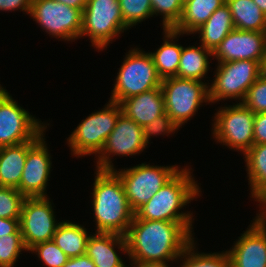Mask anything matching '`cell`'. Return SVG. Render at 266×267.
Instances as JSON below:
<instances>
[{
	"mask_svg": "<svg viewBox=\"0 0 266 267\" xmlns=\"http://www.w3.org/2000/svg\"><path fill=\"white\" fill-rule=\"evenodd\" d=\"M175 165L154 166L146 163L113 171L122 181L131 210L135 213L147 203L180 169Z\"/></svg>",
	"mask_w": 266,
	"mask_h": 267,
	"instance_id": "obj_8",
	"label": "cell"
},
{
	"mask_svg": "<svg viewBox=\"0 0 266 267\" xmlns=\"http://www.w3.org/2000/svg\"><path fill=\"white\" fill-rule=\"evenodd\" d=\"M260 62L254 60H236L219 62L214 81L208 85L209 101L238 99L243 102L248 89L259 78Z\"/></svg>",
	"mask_w": 266,
	"mask_h": 267,
	"instance_id": "obj_10",
	"label": "cell"
},
{
	"mask_svg": "<svg viewBox=\"0 0 266 267\" xmlns=\"http://www.w3.org/2000/svg\"><path fill=\"white\" fill-rule=\"evenodd\" d=\"M59 3L65 4L67 6L80 9L81 11L84 10V7L87 4V0H54Z\"/></svg>",
	"mask_w": 266,
	"mask_h": 267,
	"instance_id": "obj_40",
	"label": "cell"
},
{
	"mask_svg": "<svg viewBox=\"0 0 266 267\" xmlns=\"http://www.w3.org/2000/svg\"><path fill=\"white\" fill-rule=\"evenodd\" d=\"M20 229V219L0 218V237L16 233Z\"/></svg>",
	"mask_w": 266,
	"mask_h": 267,
	"instance_id": "obj_38",
	"label": "cell"
},
{
	"mask_svg": "<svg viewBox=\"0 0 266 267\" xmlns=\"http://www.w3.org/2000/svg\"><path fill=\"white\" fill-rule=\"evenodd\" d=\"M266 144V112L254 115V145Z\"/></svg>",
	"mask_w": 266,
	"mask_h": 267,
	"instance_id": "obj_36",
	"label": "cell"
},
{
	"mask_svg": "<svg viewBox=\"0 0 266 267\" xmlns=\"http://www.w3.org/2000/svg\"><path fill=\"white\" fill-rule=\"evenodd\" d=\"M226 0H187L180 21L173 28L184 34H194Z\"/></svg>",
	"mask_w": 266,
	"mask_h": 267,
	"instance_id": "obj_23",
	"label": "cell"
},
{
	"mask_svg": "<svg viewBox=\"0 0 266 267\" xmlns=\"http://www.w3.org/2000/svg\"><path fill=\"white\" fill-rule=\"evenodd\" d=\"M242 103L254 114L266 112V80L259 77L248 89Z\"/></svg>",
	"mask_w": 266,
	"mask_h": 267,
	"instance_id": "obj_34",
	"label": "cell"
},
{
	"mask_svg": "<svg viewBox=\"0 0 266 267\" xmlns=\"http://www.w3.org/2000/svg\"><path fill=\"white\" fill-rule=\"evenodd\" d=\"M127 29L130 28L124 23L119 0H87L80 37L89 36L91 46L103 51Z\"/></svg>",
	"mask_w": 266,
	"mask_h": 267,
	"instance_id": "obj_5",
	"label": "cell"
},
{
	"mask_svg": "<svg viewBox=\"0 0 266 267\" xmlns=\"http://www.w3.org/2000/svg\"><path fill=\"white\" fill-rule=\"evenodd\" d=\"M228 250L231 267H266V224L257 216Z\"/></svg>",
	"mask_w": 266,
	"mask_h": 267,
	"instance_id": "obj_17",
	"label": "cell"
},
{
	"mask_svg": "<svg viewBox=\"0 0 266 267\" xmlns=\"http://www.w3.org/2000/svg\"><path fill=\"white\" fill-rule=\"evenodd\" d=\"M244 156L250 197L260 202L266 197V144L253 145Z\"/></svg>",
	"mask_w": 266,
	"mask_h": 267,
	"instance_id": "obj_24",
	"label": "cell"
},
{
	"mask_svg": "<svg viewBox=\"0 0 266 267\" xmlns=\"http://www.w3.org/2000/svg\"><path fill=\"white\" fill-rule=\"evenodd\" d=\"M191 173L189 167L181 168L134 216L144 220L193 222L192 213L179 212L191 200L201 196V188Z\"/></svg>",
	"mask_w": 266,
	"mask_h": 267,
	"instance_id": "obj_3",
	"label": "cell"
},
{
	"mask_svg": "<svg viewBox=\"0 0 266 267\" xmlns=\"http://www.w3.org/2000/svg\"><path fill=\"white\" fill-rule=\"evenodd\" d=\"M209 84L178 77L162 79L165 112L179 128L192 119L203 102L210 103Z\"/></svg>",
	"mask_w": 266,
	"mask_h": 267,
	"instance_id": "obj_6",
	"label": "cell"
},
{
	"mask_svg": "<svg viewBox=\"0 0 266 267\" xmlns=\"http://www.w3.org/2000/svg\"><path fill=\"white\" fill-rule=\"evenodd\" d=\"M192 223L144 220L134 216L125 235L129 260L135 265L179 260L194 241Z\"/></svg>",
	"mask_w": 266,
	"mask_h": 267,
	"instance_id": "obj_1",
	"label": "cell"
},
{
	"mask_svg": "<svg viewBox=\"0 0 266 267\" xmlns=\"http://www.w3.org/2000/svg\"><path fill=\"white\" fill-rule=\"evenodd\" d=\"M49 35L72 41L80 38L82 11L54 0H32L29 14Z\"/></svg>",
	"mask_w": 266,
	"mask_h": 267,
	"instance_id": "obj_12",
	"label": "cell"
},
{
	"mask_svg": "<svg viewBox=\"0 0 266 267\" xmlns=\"http://www.w3.org/2000/svg\"><path fill=\"white\" fill-rule=\"evenodd\" d=\"M139 49L133 48L126 54L113 84L110 101L120 104L131 96L161 87L162 79L151 55Z\"/></svg>",
	"mask_w": 266,
	"mask_h": 267,
	"instance_id": "obj_4",
	"label": "cell"
},
{
	"mask_svg": "<svg viewBox=\"0 0 266 267\" xmlns=\"http://www.w3.org/2000/svg\"><path fill=\"white\" fill-rule=\"evenodd\" d=\"M146 147L142 126L122 113L102 150L96 155V169L114 170L111 155L132 156L143 152Z\"/></svg>",
	"mask_w": 266,
	"mask_h": 267,
	"instance_id": "obj_14",
	"label": "cell"
},
{
	"mask_svg": "<svg viewBox=\"0 0 266 267\" xmlns=\"http://www.w3.org/2000/svg\"><path fill=\"white\" fill-rule=\"evenodd\" d=\"M42 133L28 141V154L17 190L25 197H48L46 188L52 167L51 155Z\"/></svg>",
	"mask_w": 266,
	"mask_h": 267,
	"instance_id": "obj_15",
	"label": "cell"
},
{
	"mask_svg": "<svg viewBox=\"0 0 266 267\" xmlns=\"http://www.w3.org/2000/svg\"><path fill=\"white\" fill-rule=\"evenodd\" d=\"M48 197H26L20 216V230L27 251L38 243L53 240L60 222L55 219Z\"/></svg>",
	"mask_w": 266,
	"mask_h": 267,
	"instance_id": "obj_13",
	"label": "cell"
},
{
	"mask_svg": "<svg viewBox=\"0 0 266 267\" xmlns=\"http://www.w3.org/2000/svg\"><path fill=\"white\" fill-rule=\"evenodd\" d=\"M236 29L266 32V15L253 0H226Z\"/></svg>",
	"mask_w": 266,
	"mask_h": 267,
	"instance_id": "obj_26",
	"label": "cell"
},
{
	"mask_svg": "<svg viewBox=\"0 0 266 267\" xmlns=\"http://www.w3.org/2000/svg\"><path fill=\"white\" fill-rule=\"evenodd\" d=\"M32 0H0V11H20L30 14Z\"/></svg>",
	"mask_w": 266,
	"mask_h": 267,
	"instance_id": "obj_37",
	"label": "cell"
},
{
	"mask_svg": "<svg viewBox=\"0 0 266 267\" xmlns=\"http://www.w3.org/2000/svg\"><path fill=\"white\" fill-rule=\"evenodd\" d=\"M213 52L206 49L203 45L182 47V53L177 72L178 78L193 79L203 82L209 71V57Z\"/></svg>",
	"mask_w": 266,
	"mask_h": 267,
	"instance_id": "obj_27",
	"label": "cell"
},
{
	"mask_svg": "<svg viewBox=\"0 0 266 267\" xmlns=\"http://www.w3.org/2000/svg\"><path fill=\"white\" fill-rule=\"evenodd\" d=\"M89 237L84 226L66 220L58 225L53 241L68 257L72 258L86 254Z\"/></svg>",
	"mask_w": 266,
	"mask_h": 267,
	"instance_id": "obj_25",
	"label": "cell"
},
{
	"mask_svg": "<svg viewBox=\"0 0 266 267\" xmlns=\"http://www.w3.org/2000/svg\"><path fill=\"white\" fill-rule=\"evenodd\" d=\"M28 251L35 253L47 267H63L70 258L53 240L38 243Z\"/></svg>",
	"mask_w": 266,
	"mask_h": 267,
	"instance_id": "obj_33",
	"label": "cell"
},
{
	"mask_svg": "<svg viewBox=\"0 0 266 267\" xmlns=\"http://www.w3.org/2000/svg\"><path fill=\"white\" fill-rule=\"evenodd\" d=\"M136 267H170L167 262L163 263H148V264H139Z\"/></svg>",
	"mask_w": 266,
	"mask_h": 267,
	"instance_id": "obj_43",
	"label": "cell"
},
{
	"mask_svg": "<svg viewBox=\"0 0 266 267\" xmlns=\"http://www.w3.org/2000/svg\"><path fill=\"white\" fill-rule=\"evenodd\" d=\"M23 250L27 251L20 229L16 233L0 237V267H14Z\"/></svg>",
	"mask_w": 266,
	"mask_h": 267,
	"instance_id": "obj_30",
	"label": "cell"
},
{
	"mask_svg": "<svg viewBox=\"0 0 266 267\" xmlns=\"http://www.w3.org/2000/svg\"><path fill=\"white\" fill-rule=\"evenodd\" d=\"M259 203L262 204V206L260 205L261 207V211L260 213L257 214V217L264 223L266 224V197H264Z\"/></svg>",
	"mask_w": 266,
	"mask_h": 267,
	"instance_id": "obj_41",
	"label": "cell"
},
{
	"mask_svg": "<svg viewBox=\"0 0 266 267\" xmlns=\"http://www.w3.org/2000/svg\"><path fill=\"white\" fill-rule=\"evenodd\" d=\"M163 30L165 34L163 45L158 50L149 52L161 79L177 76L183 47L173 41L181 36V32H177L173 28Z\"/></svg>",
	"mask_w": 266,
	"mask_h": 267,
	"instance_id": "obj_22",
	"label": "cell"
},
{
	"mask_svg": "<svg viewBox=\"0 0 266 267\" xmlns=\"http://www.w3.org/2000/svg\"><path fill=\"white\" fill-rule=\"evenodd\" d=\"M143 136L145 138V142L149 145V139L151 136L166 134L167 136L174 131H177L179 127L171 120V118L167 115V113L162 114L161 116L154 119L149 124L142 127Z\"/></svg>",
	"mask_w": 266,
	"mask_h": 267,
	"instance_id": "obj_35",
	"label": "cell"
},
{
	"mask_svg": "<svg viewBox=\"0 0 266 267\" xmlns=\"http://www.w3.org/2000/svg\"><path fill=\"white\" fill-rule=\"evenodd\" d=\"M120 105L122 113L142 127L166 113L161 87L131 96Z\"/></svg>",
	"mask_w": 266,
	"mask_h": 267,
	"instance_id": "obj_19",
	"label": "cell"
},
{
	"mask_svg": "<svg viewBox=\"0 0 266 267\" xmlns=\"http://www.w3.org/2000/svg\"><path fill=\"white\" fill-rule=\"evenodd\" d=\"M92 206L96 231L125 236L135 213L131 210L119 176L113 170L96 169Z\"/></svg>",
	"mask_w": 266,
	"mask_h": 267,
	"instance_id": "obj_2",
	"label": "cell"
},
{
	"mask_svg": "<svg viewBox=\"0 0 266 267\" xmlns=\"http://www.w3.org/2000/svg\"><path fill=\"white\" fill-rule=\"evenodd\" d=\"M116 247L123 253H128L125 236L115 233L96 232V234H90L86 255L96 267H119L125 262L117 254Z\"/></svg>",
	"mask_w": 266,
	"mask_h": 267,
	"instance_id": "obj_18",
	"label": "cell"
},
{
	"mask_svg": "<svg viewBox=\"0 0 266 267\" xmlns=\"http://www.w3.org/2000/svg\"><path fill=\"white\" fill-rule=\"evenodd\" d=\"M233 18L227 4H223L194 33L199 34L201 45L214 52L222 40L234 30Z\"/></svg>",
	"mask_w": 266,
	"mask_h": 267,
	"instance_id": "obj_20",
	"label": "cell"
},
{
	"mask_svg": "<svg viewBox=\"0 0 266 267\" xmlns=\"http://www.w3.org/2000/svg\"><path fill=\"white\" fill-rule=\"evenodd\" d=\"M254 113L243 103L220 107L214 116L215 141L241 151L244 155L254 145Z\"/></svg>",
	"mask_w": 266,
	"mask_h": 267,
	"instance_id": "obj_9",
	"label": "cell"
},
{
	"mask_svg": "<svg viewBox=\"0 0 266 267\" xmlns=\"http://www.w3.org/2000/svg\"><path fill=\"white\" fill-rule=\"evenodd\" d=\"M193 241L180 256V267H231L227 250L214 253H199ZM184 259V260H183Z\"/></svg>",
	"mask_w": 266,
	"mask_h": 267,
	"instance_id": "obj_28",
	"label": "cell"
},
{
	"mask_svg": "<svg viewBox=\"0 0 266 267\" xmlns=\"http://www.w3.org/2000/svg\"><path fill=\"white\" fill-rule=\"evenodd\" d=\"M152 13L162 15L163 29L174 28L180 21L184 2L183 0H151Z\"/></svg>",
	"mask_w": 266,
	"mask_h": 267,
	"instance_id": "obj_32",
	"label": "cell"
},
{
	"mask_svg": "<svg viewBox=\"0 0 266 267\" xmlns=\"http://www.w3.org/2000/svg\"><path fill=\"white\" fill-rule=\"evenodd\" d=\"M102 109L81 121L68 137L67 143L75 157L91 154L96 156L102 150L106 138L115 128L122 114L121 105L109 100Z\"/></svg>",
	"mask_w": 266,
	"mask_h": 267,
	"instance_id": "obj_7",
	"label": "cell"
},
{
	"mask_svg": "<svg viewBox=\"0 0 266 267\" xmlns=\"http://www.w3.org/2000/svg\"><path fill=\"white\" fill-rule=\"evenodd\" d=\"M259 77L266 80V54L260 61Z\"/></svg>",
	"mask_w": 266,
	"mask_h": 267,
	"instance_id": "obj_42",
	"label": "cell"
},
{
	"mask_svg": "<svg viewBox=\"0 0 266 267\" xmlns=\"http://www.w3.org/2000/svg\"><path fill=\"white\" fill-rule=\"evenodd\" d=\"M119 4L124 23L129 28L153 16L151 0H119Z\"/></svg>",
	"mask_w": 266,
	"mask_h": 267,
	"instance_id": "obj_29",
	"label": "cell"
},
{
	"mask_svg": "<svg viewBox=\"0 0 266 267\" xmlns=\"http://www.w3.org/2000/svg\"><path fill=\"white\" fill-rule=\"evenodd\" d=\"M28 154V142L0 148V186L18 188Z\"/></svg>",
	"mask_w": 266,
	"mask_h": 267,
	"instance_id": "obj_21",
	"label": "cell"
},
{
	"mask_svg": "<svg viewBox=\"0 0 266 267\" xmlns=\"http://www.w3.org/2000/svg\"><path fill=\"white\" fill-rule=\"evenodd\" d=\"M41 122L0 85V148L35 141L47 128Z\"/></svg>",
	"mask_w": 266,
	"mask_h": 267,
	"instance_id": "obj_11",
	"label": "cell"
},
{
	"mask_svg": "<svg viewBox=\"0 0 266 267\" xmlns=\"http://www.w3.org/2000/svg\"><path fill=\"white\" fill-rule=\"evenodd\" d=\"M63 267H96L93 261L85 254L83 256L72 257Z\"/></svg>",
	"mask_w": 266,
	"mask_h": 267,
	"instance_id": "obj_39",
	"label": "cell"
},
{
	"mask_svg": "<svg viewBox=\"0 0 266 267\" xmlns=\"http://www.w3.org/2000/svg\"><path fill=\"white\" fill-rule=\"evenodd\" d=\"M266 54V32L232 30L213 52L219 62L261 61Z\"/></svg>",
	"mask_w": 266,
	"mask_h": 267,
	"instance_id": "obj_16",
	"label": "cell"
},
{
	"mask_svg": "<svg viewBox=\"0 0 266 267\" xmlns=\"http://www.w3.org/2000/svg\"><path fill=\"white\" fill-rule=\"evenodd\" d=\"M132 267H136V265L132 262L131 264H130ZM119 267H129V266H126L125 265V263L124 264H122L121 266H119Z\"/></svg>",
	"mask_w": 266,
	"mask_h": 267,
	"instance_id": "obj_45",
	"label": "cell"
},
{
	"mask_svg": "<svg viewBox=\"0 0 266 267\" xmlns=\"http://www.w3.org/2000/svg\"><path fill=\"white\" fill-rule=\"evenodd\" d=\"M25 198L17 188L0 186V218L20 219Z\"/></svg>",
	"mask_w": 266,
	"mask_h": 267,
	"instance_id": "obj_31",
	"label": "cell"
},
{
	"mask_svg": "<svg viewBox=\"0 0 266 267\" xmlns=\"http://www.w3.org/2000/svg\"><path fill=\"white\" fill-rule=\"evenodd\" d=\"M253 2L260 7L262 12L266 15V0H253Z\"/></svg>",
	"mask_w": 266,
	"mask_h": 267,
	"instance_id": "obj_44",
	"label": "cell"
}]
</instances>
